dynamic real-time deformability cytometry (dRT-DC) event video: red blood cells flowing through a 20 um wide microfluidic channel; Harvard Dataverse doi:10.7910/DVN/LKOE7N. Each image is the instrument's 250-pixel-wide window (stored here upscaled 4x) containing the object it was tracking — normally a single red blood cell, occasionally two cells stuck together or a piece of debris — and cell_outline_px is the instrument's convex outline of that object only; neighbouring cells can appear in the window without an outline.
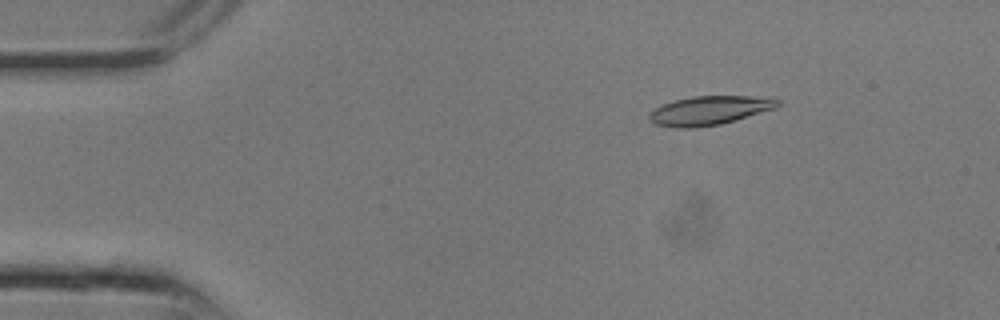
{"species": "common noctule bat (a hibernating species)", "species_latin": "Nyctalus noctula", "temperature_condition": "room temperature", "stored_images_in_passage": 25, "camera_frame_rate_fps": 3000, "um_per_image_px": 0.085, "animal": {"sex": "male", "body_mass_g": 13.3}, "frame": {"image": 1, "passage_image": 4, "time_ms": 1.0, "image_size_px": [1000, 320], "cell_outline_px": [[780, 104], [776, 108], [720, 124], [692, 128], [676, 128], [656, 124], [648, 120], [648, 112], [664, 104], [676, 100], [692, 96], [748, 96], [780, 100]], "centroid_in_image_um": [60.25, 9.39], "position_along_channel_um": 24.8, "area_um2": 21.39}}
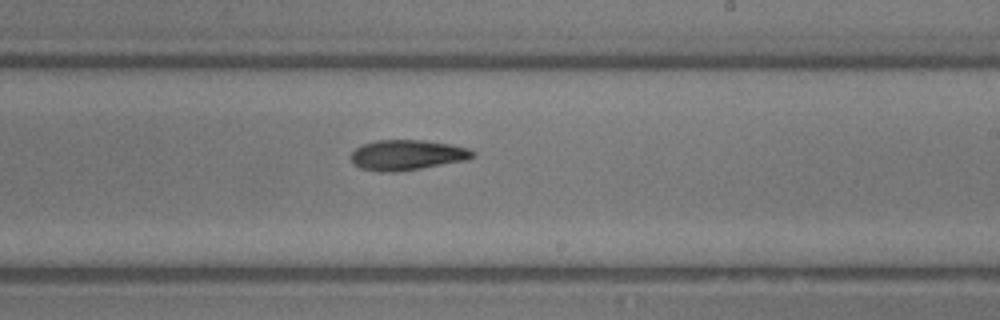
{"frame": {"image": 2, "passage_image": 15, "time_ms": 4.667, "image_size_px": [1000, 320], "cell_outline_px": [[476, 156], [468, 160], [420, 168], [392, 172], [380, 172], [360, 168], [352, 164], [352, 152], [356, 148], [364, 144], [376, 140], [424, 140], [452, 144], [468, 148], [476, 152]], "centroid_in_image_um": [34.64, 13.17], "position_along_channel_um": 254.4, "area_um2": 21.56}}
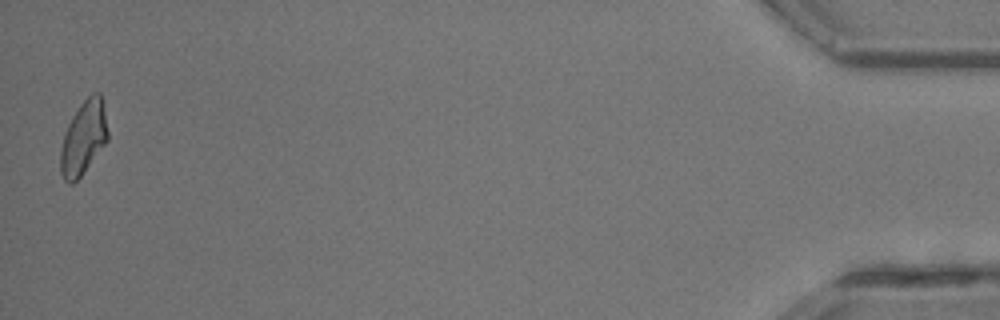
{"frame": {"image": 3, "passage_image": 25, "time_ms": 8.0, "image_size_px": [1000, 320], "cell_outline_px": [[108, 140], [80, 176], [72, 184], [68, 184], [64, 180], [60, 172], [60, 152], [64, 132], [72, 116], [80, 104], [92, 92], [100, 92], [104, 100], [108, 132]], "centroid_in_image_um": [7.1, 11.68], "position_along_channel_um": 428.1, "area_um2": 20.46}}